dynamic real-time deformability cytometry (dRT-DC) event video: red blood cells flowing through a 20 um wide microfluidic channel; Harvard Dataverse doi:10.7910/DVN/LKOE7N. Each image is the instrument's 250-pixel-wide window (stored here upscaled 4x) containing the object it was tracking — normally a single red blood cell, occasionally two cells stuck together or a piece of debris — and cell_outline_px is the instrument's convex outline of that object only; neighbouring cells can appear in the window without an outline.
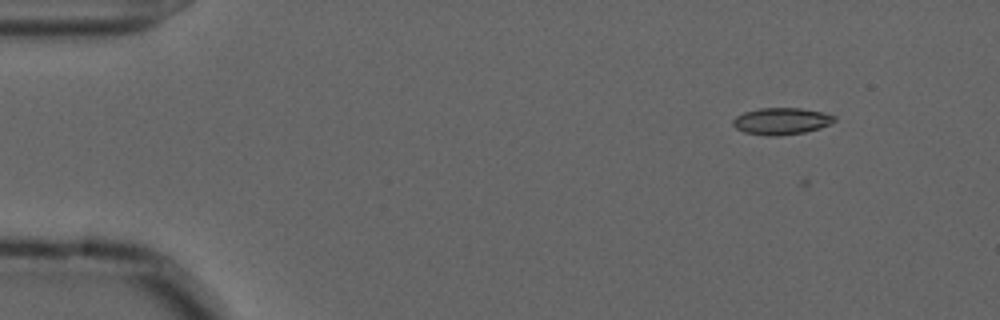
{"species": "common noctule bat (a hibernating species)", "species_latin": "Nyctalus noctula", "temperature_condition": "cold", "stored_images_in_passage": 12, "camera_frame_rate_fps": 3000, "um_per_image_px": 0.085, "animal": {"sex": "male", "forearm_length_mm": 52.5}, "frame": {"image": 1, "passage_image": 9, "time_ms": 2.667, "image_size_px": [1000, 320], "cell_outline_px": [[836, 120], [820, 128], [804, 132], [776, 136], [768, 136], [744, 132], [736, 128], [732, 124], [732, 120], [736, 116], [744, 112], [760, 108], [800, 108], [820, 112], [836, 116]], "centroid_in_image_um": [66.38, 10.3], "position_along_channel_um": 18.6, "area_um2": 15.72}}